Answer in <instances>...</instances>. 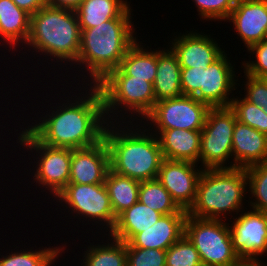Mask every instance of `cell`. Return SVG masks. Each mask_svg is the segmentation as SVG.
<instances>
[{
  "instance_id": "1",
  "label": "cell",
  "mask_w": 267,
  "mask_h": 266,
  "mask_svg": "<svg viewBox=\"0 0 267 266\" xmlns=\"http://www.w3.org/2000/svg\"><path fill=\"white\" fill-rule=\"evenodd\" d=\"M83 84L77 88L81 93L69 97L71 99L57 100L60 103L51 106V110H45L47 113L44 112L42 117H33L38 120H30L34 122L29 123L26 129L40 143L78 149L93 146L104 139L108 121L101 91L96 85H89L88 88V85Z\"/></svg>"
},
{
  "instance_id": "2",
  "label": "cell",
  "mask_w": 267,
  "mask_h": 266,
  "mask_svg": "<svg viewBox=\"0 0 267 266\" xmlns=\"http://www.w3.org/2000/svg\"><path fill=\"white\" fill-rule=\"evenodd\" d=\"M132 10L129 6L115 19L92 28H81L80 50L76 66L66 67L65 70L76 68V71L82 72L80 75L84 77L81 80H84V83L88 81L85 85L89 87L100 82L111 70L118 68L128 49L138 40L135 35L137 34L136 28L132 22Z\"/></svg>"
},
{
  "instance_id": "3",
  "label": "cell",
  "mask_w": 267,
  "mask_h": 266,
  "mask_svg": "<svg viewBox=\"0 0 267 266\" xmlns=\"http://www.w3.org/2000/svg\"><path fill=\"white\" fill-rule=\"evenodd\" d=\"M104 140L112 171L140 182L157 179L164 157L158 137L146 126L138 122H108Z\"/></svg>"
},
{
  "instance_id": "4",
  "label": "cell",
  "mask_w": 267,
  "mask_h": 266,
  "mask_svg": "<svg viewBox=\"0 0 267 266\" xmlns=\"http://www.w3.org/2000/svg\"><path fill=\"white\" fill-rule=\"evenodd\" d=\"M80 42L81 28L76 11L45 5L30 16V31L25 46L30 51L32 49L35 59L37 54L44 55L48 58L47 63L50 58L49 61L60 65L61 70L68 63V68H71L77 62Z\"/></svg>"
},
{
  "instance_id": "5",
  "label": "cell",
  "mask_w": 267,
  "mask_h": 266,
  "mask_svg": "<svg viewBox=\"0 0 267 266\" xmlns=\"http://www.w3.org/2000/svg\"><path fill=\"white\" fill-rule=\"evenodd\" d=\"M248 193L245 168L203 169L194 204L187 211L189 216L201 219L226 221L244 210L243 201ZM243 206V207H242ZM233 213V215H231Z\"/></svg>"
},
{
  "instance_id": "6",
  "label": "cell",
  "mask_w": 267,
  "mask_h": 266,
  "mask_svg": "<svg viewBox=\"0 0 267 266\" xmlns=\"http://www.w3.org/2000/svg\"><path fill=\"white\" fill-rule=\"evenodd\" d=\"M96 86L101 91L108 122H142L156 104L153 83L127 76L119 68L111 70Z\"/></svg>"
},
{
  "instance_id": "7",
  "label": "cell",
  "mask_w": 267,
  "mask_h": 266,
  "mask_svg": "<svg viewBox=\"0 0 267 266\" xmlns=\"http://www.w3.org/2000/svg\"><path fill=\"white\" fill-rule=\"evenodd\" d=\"M18 135L16 143H19V149L21 146L25 147L27 152L30 150L29 152L32 153L31 157L36 155L33 156V160H36L34 161L36 166L32 169L33 182L36 181V186L37 183L41 186L40 190H43L41 192L49 191L50 196L54 197H52L54 202L55 197L69 183L72 149L40 143L26 127L20 128Z\"/></svg>"
},
{
  "instance_id": "8",
  "label": "cell",
  "mask_w": 267,
  "mask_h": 266,
  "mask_svg": "<svg viewBox=\"0 0 267 266\" xmlns=\"http://www.w3.org/2000/svg\"><path fill=\"white\" fill-rule=\"evenodd\" d=\"M56 202L61 204L60 210H67L70 217L83 219L82 223L96 225L103 233L113 229L116 216L111 207L110 198L104 183L100 184H78L68 183L66 187L55 197ZM66 204V205H65ZM75 214V215H74ZM81 217V218H80ZM83 217V218H82ZM87 220V223L85 221ZM90 220V222H89ZM94 222V223H93ZM98 224V225H97ZM105 226V227H103Z\"/></svg>"
},
{
  "instance_id": "9",
  "label": "cell",
  "mask_w": 267,
  "mask_h": 266,
  "mask_svg": "<svg viewBox=\"0 0 267 266\" xmlns=\"http://www.w3.org/2000/svg\"><path fill=\"white\" fill-rule=\"evenodd\" d=\"M230 223L187 214L184 235L197 249L205 266H232L238 259L230 237Z\"/></svg>"
},
{
  "instance_id": "10",
  "label": "cell",
  "mask_w": 267,
  "mask_h": 266,
  "mask_svg": "<svg viewBox=\"0 0 267 266\" xmlns=\"http://www.w3.org/2000/svg\"><path fill=\"white\" fill-rule=\"evenodd\" d=\"M236 120V114L230 107L208 110L200 141L199 166L203 169L233 168V162L229 160H232Z\"/></svg>"
},
{
  "instance_id": "11",
  "label": "cell",
  "mask_w": 267,
  "mask_h": 266,
  "mask_svg": "<svg viewBox=\"0 0 267 266\" xmlns=\"http://www.w3.org/2000/svg\"><path fill=\"white\" fill-rule=\"evenodd\" d=\"M209 109L207 104L194 96L181 95L156 102L140 123L149 126L148 131L156 136L168 129L202 130Z\"/></svg>"
},
{
  "instance_id": "12",
  "label": "cell",
  "mask_w": 267,
  "mask_h": 266,
  "mask_svg": "<svg viewBox=\"0 0 267 266\" xmlns=\"http://www.w3.org/2000/svg\"><path fill=\"white\" fill-rule=\"evenodd\" d=\"M233 216L230 237L238 258H259L267 255V212L243 210ZM236 217V218H235Z\"/></svg>"
},
{
  "instance_id": "13",
  "label": "cell",
  "mask_w": 267,
  "mask_h": 266,
  "mask_svg": "<svg viewBox=\"0 0 267 266\" xmlns=\"http://www.w3.org/2000/svg\"><path fill=\"white\" fill-rule=\"evenodd\" d=\"M227 56L224 52L208 68H202L201 88L194 97L210 108L230 107L235 95L232 91L237 89V84L238 87L240 86L236 79L234 65L230 63V57Z\"/></svg>"
},
{
  "instance_id": "14",
  "label": "cell",
  "mask_w": 267,
  "mask_h": 266,
  "mask_svg": "<svg viewBox=\"0 0 267 266\" xmlns=\"http://www.w3.org/2000/svg\"><path fill=\"white\" fill-rule=\"evenodd\" d=\"M187 161L164 159L157 180L170 193L176 204L186 211L194 204L203 168Z\"/></svg>"
},
{
  "instance_id": "15",
  "label": "cell",
  "mask_w": 267,
  "mask_h": 266,
  "mask_svg": "<svg viewBox=\"0 0 267 266\" xmlns=\"http://www.w3.org/2000/svg\"><path fill=\"white\" fill-rule=\"evenodd\" d=\"M193 30L186 31L185 34H174L173 40L168 43V47L176 55L181 68H208L224 52L217 41L207 35ZM189 32V33H188ZM176 35V36H175Z\"/></svg>"
},
{
  "instance_id": "16",
  "label": "cell",
  "mask_w": 267,
  "mask_h": 266,
  "mask_svg": "<svg viewBox=\"0 0 267 266\" xmlns=\"http://www.w3.org/2000/svg\"><path fill=\"white\" fill-rule=\"evenodd\" d=\"M233 23V29L242 39L247 50L265 40L267 31L266 0H236L226 22Z\"/></svg>"
},
{
  "instance_id": "17",
  "label": "cell",
  "mask_w": 267,
  "mask_h": 266,
  "mask_svg": "<svg viewBox=\"0 0 267 266\" xmlns=\"http://www.w3.org/2000/svg\"><path fill=\"white\" fill-rule=\"evenodd\" d=\"M109 169L110 155L104 139L90 147L72 149L69 183H104Z\"/></svg>"
},
{
  "instance_id": "18",
  "label": "cell",
  "mask_w": 267,
  "mask_h": 266,
  "mask_svg": "<svg viewBox=\"0 0 267 266\" xmlns=\"http://www.w3.org/2000/svg\"><path fill=\"white\" fill-rule=\"evenodd\" d=\"M233 168L267 162V135L236 120L232 139Z\"/></svg>"
},
{
  "instance_id": "19",
  "label": "cell",
  "mask_w": 267,
  "mask_h": 266,
  "mask_svg": "<svg viewBox=\"0 0 267 266\" xmlns=\"http://www.w3.org/2000/svg\"><path fill=\"white\" fill-rule=\"evenodd\" d=\"M187 214L163 215L145 231L136 234L128 243L133 248L167 250L184 235Z\"/></svg>"
},
{
  "instance_id": "20",
  "label": "cell",
  "mask_w": 267,
  "mask_h": 266,
  "mask_svg": "<svg viewBox=\"0 0 267 266\" xmlns=\"http://www.w3.org/2000/svg\"><path fill=\"white\" fill-rule=\"evenodd\" d=\"M157 137L164 159L199 165L201 130L168 129Z\"/></svg>"
},
{
  "instance_id": "21",
  "label": "cell",
  "mask_w": 267,
  "mask_h": 266,
  "mask_svg": "<svg viewBox=\"0 0 267 266\" xmlns=\"http://www.w3.org/2000/svg\"><path fill=\"white\" fill-rule=\"evenodd\" d=\"M30 16L12 0H0V42H4L0 43L1 46L6 44V50L10 47L17 52L16 48L26 44L30 31Z\"/></svg>"
},
{
  "instance_id": "22",
  "label": "cell",
  "mask_w": 267,
  "mask_h": 266,
  "mask_svg": "<svg viewBox=\"0 0 267 266\" xmlns=\"http://www.w3.org/2000/svg\"><path fill=\"white\" fill-rule=\"evenodd\" d=\"M166 48H158L157 50V72L153 83L156 102L183 95L180 77L181 66L173 51L168 47Z\"/></svg>"
},
{
  "instance_id": "23",
  "label": "cell",
  "mask_w": 267,
  "mask_h": 266,
  "mask_svg": "<svg viewBox=\"0 0 267 266\" xmlns=\"http://www.w3.org/2000/svg\"><path fill=\"white\" fill-rule=\"evenodd\" d=\"M162 216L159 212L138 201L117 216L115 225L109 235L128 243L136 234L157 223Z\"/></svg>"
},
{
  "instance_id": "24",
  "label": "cell",
  "mask_w": 267,
  "mask_h": 266,
  "mask_svg": "<svg viewBox=\"0 0 267 266\" xmlns=\"http://www.w3.org/2000/svg\"><path fill=\"white\" fill-rule=\"evenodd\" d=\"M137 40L127 51L118 67L125 75L154 83L157 72V49L149 50ZM148 49V50H147Z\"/></svg>"
},
{
  "instance_id": "25",
  "label": "cell",
  "mask_w": 267,
  "mask_h": 266,
  "mask_svg": "<svg viewBox=\"0 0 267 266\" xmlns=\"http://www.w3.org/2000/svg\"><path fill=\"white\" fill-rule=\"evenodd\" d=\"M129 6L127 0H83L75 11L80 28H92L119 17Z\"/></svg>"
},
{
  "instance_id": "26",
  "label": "cell",
  "mask_w": 267,
  "mask_h": 266,
  "mask_svg": "<svg viewBox=\"0 0 267 266\" xmlns=\"http://www.w3.org/2000/svg\"><path fill=\"white\" fill-rule=\"evenodd\" d=\"M104 184L116 217L138 202L140 181L117 174L109 169Z\"/></svg>"
},
{
  "instance_id": "27",
  "label": "cell",
  "mask_w": 267,
  "mask_h": 266,
  "mask_svg": "<svg viewBox=\"0 0 267 266\" xmlns=\"http://www.w3.org/2000/svg\"><path fill=\"white\" fill-rule=\"evenodd\" d=\"M108 236L107 243L102 240V245L90 243V246L83 252L81 266H126V243ZM111 237V238H110ZM110 241V242H109Z\"/></svg>"
},
{
  "instance_id": "28",
  "label": "cell",
  "mask_w": 267,
  "mask_h": 266,
  "mask_svg": "<svg viewBox=\"0 0 267 266\" xmlns=\"http://www.w3.org/2000/svg\"><path fill=\"white\" fill-rule=\"evenodd\" d=\"M57 247L33 249L34 247L28 249H20L19 251L14 249V252L9 251L5 255L0 254V266H51L55 265L54 262H57L59 256L66 250V244H62ZM65 245V246H64ZM65 247V248H64ZM33 249V250H32ZM65 249V250H64Z\"/></svg>"
},
{
  "instance_id": "29",
  "label": "cell",
  "mask_w": 267,
  "mask_h": 266,
  "mask_svg": "<svg viewBox=\"0 0 267 266\" xmlns=\"http://www.w3.org/2000/svg\"><path fill=\"white\" fill-rule=\"evenodd\" d=\"M138 201L162 215L187 214L157 179L141 181Z\"/></svg>"
},
{
  "instance_id": "30",
  "label": "cell",
  "mask_w": 267,
  "mask_h": 266,
  "mask_svg": "<svg viewBox=\"0 0 267 266\" xmlns=\"http://www.w3.org/2000/svg\"><path fill=\"white\" fill-rule=\"evenodd\" d=\"M250 208L267 212V162L246 167ZM253 199V200H252ZM255 201V202H254Z\"/></svg>"
},
{
  "instance_id": "31",
  "label": "cell",
  "mask_w": 267,
  "mask_h": 266,
  "mask_svg": "<svg viewBox=\"0 0 267 266\" xmlns=\"http://www.w3.org/2000/svg\"><path fill=\"white\" fill-rule=\"evenodd\" d=\"M236 97H233L230 108L235 112L237 120L267 135V114L263 108L249 103L243 97Z\"/></svg>"
},
{
  "instance_id": "32",
  "label": "cell",
  "mask_w": 267,
  "mask_h": 266,
  "mask_svg": "<svg viewBox=\"0 0 267 266\" xmlns=\"http://www.w3.org/2000/svg\"><path fill=\"white\" fill-rule=\"evenodd\" d=\"M201 264L197 249L185 235L166 250V266H199Z\"/></svg>"
},
{
  "instance_id": "33",
  "label": "cell",
  "mask_w": 267,
  "mask_h": 266,
  "mask_svg": "<svg viewBox=\"0 0 267 266\" xmlns=\"http://www.w3.org/2000/svg\"><path fill=\"white\" fill-rule=\"evenodd\" d=\"M236 0H193L196 5L200 19L210 21H226L233 8Z\"/></svg>"
},
{
  "instance_id": "34",
  "label": "cell",
  "mask_w": 267,
  "mask_h": 266,
  "mask_svg": "<svg viewBox=\"0 0 267 266\" xmlns=\"http://www.w3.org/2000/svg\"><path fill=\"white\" fill-rule=\"evenodd\" d=\"M126 266H166V251L133 248L126 243Z\"/></svg>"
},
{
  "instance_id": "35",
  "label": "cell",
  "mask_w": 267,
  "mask_h": 266,
  "mask_svg": "<svg viewBox=\"0 0 267 266\" xmlns=\"http://www.w3.org/2000/svg\"><path fill=\"white\" fill-rule=\"evenodd\" d=\"M247 52L250 59L252 55V60L242 62L244 72L253 77L267 78V40L252 45Z\"/></svg>"
},
{
  "instance_id": "36",
  "label": "cell",
  "mask_w": 267,
  "mask_h": 266,
  "mask_svg": "<svg viewBox=\"0 0 267 266\" xmlns=\"http://www.w3.org/2000/svg\"><path fill=\"white\" fill-rule=\"evenodd\" d=\"M245 80L243 81L244 89V99L249 103L255 104L261 108L267 104V78H257L246 74Z\"/></svg>"
},
{
  "instance_id": "37",
  "label": "cell",
  "mask_w": 267,
  "mask_h": 266,
  "mask_svg": "<svg viewBox=\"0 0 267 266\" xmlns=\"http://www.w3.org/2000/svg\"><path fill=\"white\" fill-rule=\"evenodd\" d=\"M182 94L194 96L201 88L202 68H181Z\"/></svg>"
},
{
  "instance_id": "38",
  "label": "cell",
  "mask_w": 267,
  "mask_h": 266,
  "mask_svg": "<svg viewBox=\"0 0 267 266\" xmlns=\"http://www.w3.org/2000/svg\"><path fill=\"white\" fill-rule=\"evenodd\" d=\"M20 9L30 15L36 13L40 8L47 5L46 0H12Z\"/></svg>"
},
{
  "instance_id": "39",
  "label": "cell",
  "mask_w": 267,
  "mask_h": 266,
  "mask_svg": "<svg viewBox=\"0 0 267 266\" xmlns=\"http://www.w3.org/2000/svg\"><path fill=\"white\" fill-rule=\"evenodd\" d=\"M83 0H46L47 5L63 9L76 10Z\"/></svg>"
},
{
  "instance_id": "40",
  "label": "cell",
  "mask_w": 267,
  "mask_h": 266,
  "mask_svg": "<svg viewBox=\"0 0 267 266\" xmlns=\"http://www.w3.org/2000/svg\"><path fill=\"white\" fill-rule=\"evenodd\" d=\"M259 259L260 258H238L232 266H267L266 262Z\"/></svg>"
},
{
  "instance_id": "41",
  "label": "cell",
  "mask_w": 267,
  "mask_h": 266,
  "mask_svg": "<svg viewBox=\"0 0 267 266\" xmlns=\"http://www.w3.org/2000/svg\"><path fill=\"white\" fill-rule=\"evenodd\" d=\"M263 111L267 114V104L263 107Z\"/></svg>"
}]
</instances>
